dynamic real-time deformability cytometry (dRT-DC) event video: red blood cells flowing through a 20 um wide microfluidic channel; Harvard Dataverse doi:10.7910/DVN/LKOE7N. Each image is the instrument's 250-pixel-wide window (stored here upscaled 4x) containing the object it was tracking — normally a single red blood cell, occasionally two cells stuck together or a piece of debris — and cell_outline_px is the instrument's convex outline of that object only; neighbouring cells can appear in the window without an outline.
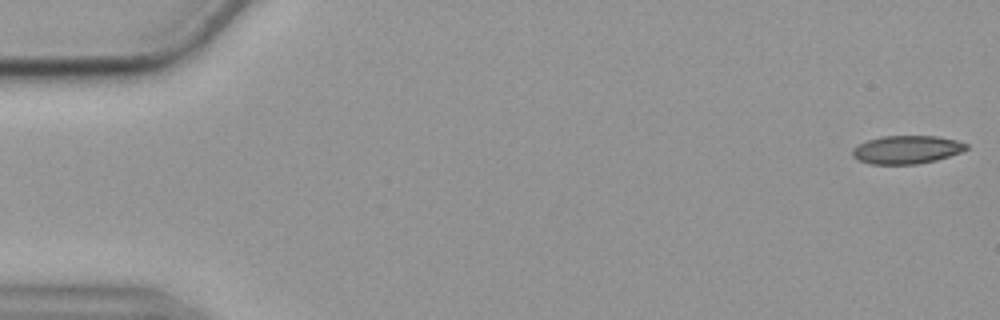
{"species": "common noctule bat (a hibernating species)", "species_latin": "Nyctalus noctula", "temperature_condition": "cold", "stored_images_in_passage": 8, "camera_frame_rate_fps": 3000, "um_per_image_px": 0.085, "animal": {"sex": "female", "body_mass_g": 19.9}, "frame": {"image": 1, "passage_image": 1, "time_ms": 0.0, "image_size_px": [1000, 320], "cell_outline_px": [[968, 148], [960, 152], [936, 160], [916, 164], [872, 164], [860, 160], [852, 156], [852, 148], [868, 140], [880, 136], [936, 136], [956, 140], [968, 144]], "centroid_in_image_um": [77.06, 12.71], "position_along_channel_um": 7.9, "area_um2": 18.55}}